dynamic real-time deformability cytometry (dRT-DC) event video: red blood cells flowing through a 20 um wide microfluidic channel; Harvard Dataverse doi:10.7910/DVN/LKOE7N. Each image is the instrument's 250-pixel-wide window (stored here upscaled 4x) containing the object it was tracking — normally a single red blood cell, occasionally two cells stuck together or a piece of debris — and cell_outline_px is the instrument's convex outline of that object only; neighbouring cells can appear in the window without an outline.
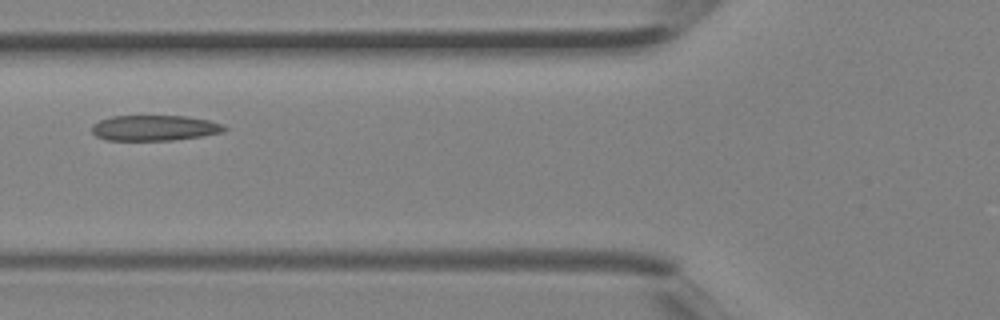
{"species": "Egyptian fruit bat (a non-hibernating species)", "species_latin": "Rousettus aegyptiacus", "temperature_condition": "room temperature", "stored_images_in_passage": 5, "camera_frame_rate_fps": 3000, "um_per_image_px": 0.085, "animal": {"sex": "female"}, "frame": {"image": 1, "passage_image": 5, "time_ms": 1.333, "image_size_px": [1000, 320], "cell_outline_px": [[228, 128], [224, 132], [200, 136], [172, 140], [104, 140], [96, 136], [92, 132], [92, 124], [100, 120], [112, 116], [188, 116], [208, 120], [224, 124]], "centroid_in_image_um": [13.14, 10.87], "position_along_channel_um": 112.7, "area_um2": 19.77}}